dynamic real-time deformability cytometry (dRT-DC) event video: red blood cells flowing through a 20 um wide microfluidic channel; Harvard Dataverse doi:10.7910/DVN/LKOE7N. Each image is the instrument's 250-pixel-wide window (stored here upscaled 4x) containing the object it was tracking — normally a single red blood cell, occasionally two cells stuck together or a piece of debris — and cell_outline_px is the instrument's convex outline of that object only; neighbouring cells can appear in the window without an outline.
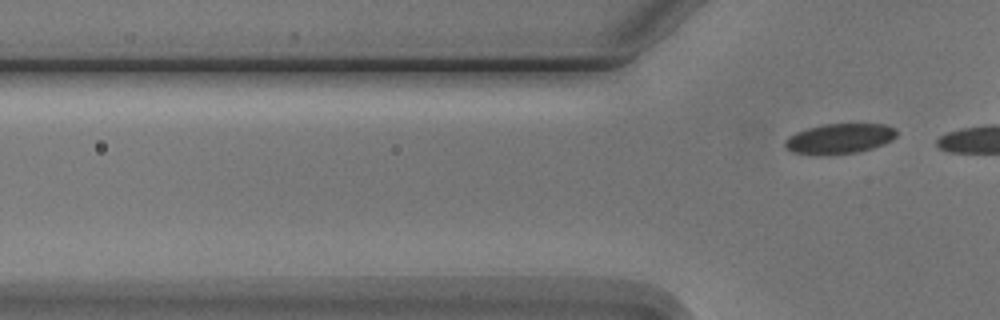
{"species": "Egyptian fruit bat (a non-hibernating species)", "species_latin": "Rousettus aegyptiacus", "temperature_condition": "cold", "stored_images_in_passage": 5, "camera_frame_rate_fps": 3000, "um_per_image_px": 0.085, "animal": {"sex": "male"}, "frame": {"image": 1, "passage_image": 5, "time_ms": 4.667, "image_size_px": [1000, 320], "cell_outline_px": [[896, 136], [892, 140], [884, 144], [872, 148], [856, 152], [820, 156], [792, 152], [784, 148], [784, 140], [788, 136], [796, 132], [808, 128], [824, 124], [884, 124], [896, 128]], "centroid_in_image_um": [71.32, 11.79], "position_along_channel_um": 54.5, "area_um2": 19.83}}